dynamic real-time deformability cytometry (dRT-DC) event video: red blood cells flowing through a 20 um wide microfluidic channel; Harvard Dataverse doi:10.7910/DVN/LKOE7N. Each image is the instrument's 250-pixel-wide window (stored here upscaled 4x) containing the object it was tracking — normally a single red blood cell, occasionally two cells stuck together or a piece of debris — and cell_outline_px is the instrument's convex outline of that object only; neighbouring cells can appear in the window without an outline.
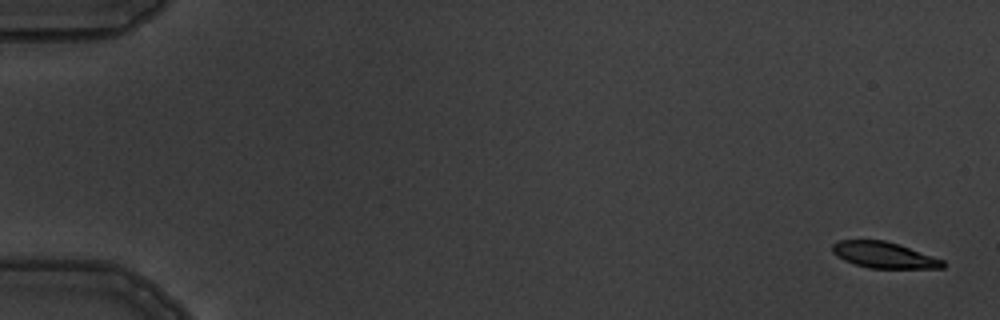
{"species": "common noctule bat (a hibernating species)", "species_latin": "Nyctalus noctula", "temperature_condition": "warm", "stored_images_in_passage": 9, "camera_frame_rate_fps": 3000, "um_per_image_px": 0.085, "animal": {"sex": "male", "body_mass_g": 19.5, "forearm_length_mm": 54.6}, "frame": {"image": 1, "passage_image": 1, "time_ms": 0.0, "image_size_px": [1000, 320], "cell_outline_px": [[944, 268], [868, 268], [844, 260], [836, 256], [832, 252], [832, 244], [836, 240], [884, 240], [944, 260]], "centroid_in_image_um": [75.08, 21.68], "position_along_channel_um": 9.9, "area_um2": 16.59}}
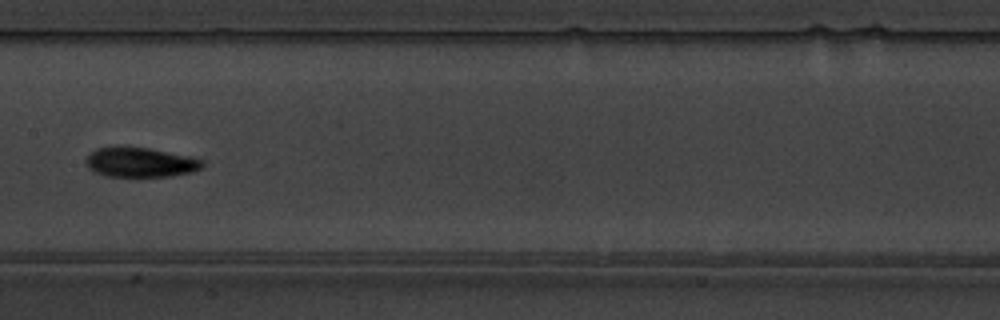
{"frame": {"image": 2, "passage_image": 8, "time_ms": 9.0, "image_size_px": [1000, 320], "cell_outline_px": [[204, 164], [200, 168], [192, 172], [172, 176], [104, 176], [92, 172], [88, 168], [84, 160], [96, 148], [112, 144], [124, 144], [148, 148], [188, 156], [204, 160]], "centroid_in_image_um": [11.84, 13.76], "position_along_channel_um": 195.6, "area_um2": 20.75}}
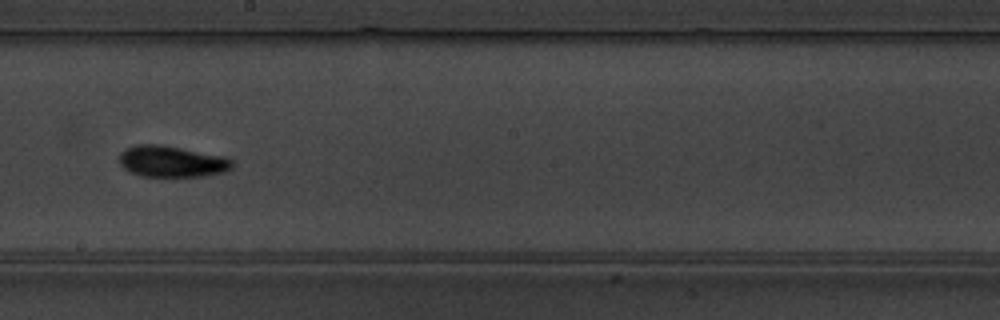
{"frame": {"image": 3, "passage_image": 9, "time_ms": 10.0, "image_size_px": [1000, 320], "cell_outline_px": [[232, 168], [224, 172], [204, 176], [140, 176], [124, 168], [120, 164], [120, 152], [136, 144], [160, 144], [224, 156], [232, 160]], "centroid_in_image_um": [14.6, 13.72], "position_along_channel_um": 233.6, "area_um2": 20.46}}